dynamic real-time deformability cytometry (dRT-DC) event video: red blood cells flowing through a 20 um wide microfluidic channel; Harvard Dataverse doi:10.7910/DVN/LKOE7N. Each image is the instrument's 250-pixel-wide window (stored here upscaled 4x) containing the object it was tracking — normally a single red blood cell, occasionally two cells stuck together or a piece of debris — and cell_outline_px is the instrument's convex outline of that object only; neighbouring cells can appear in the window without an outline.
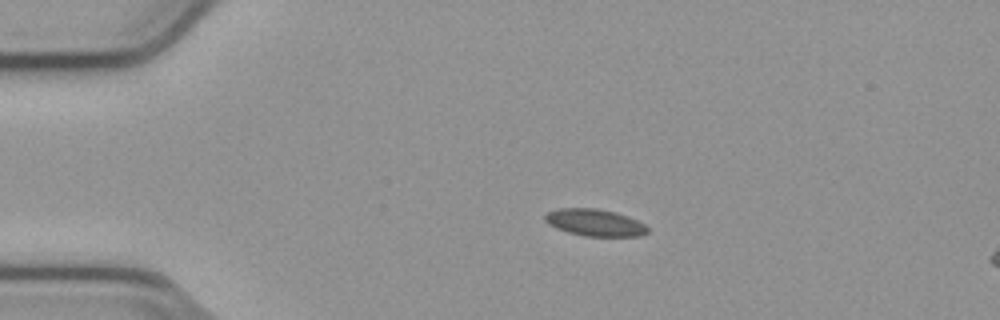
{"species": "common noctule bat (a hibernating species)", "species_latin": "Nyctalus noctula", "temperature_condition": "cold", "stored_images_in_passage": 6, "camera_frame_rate_fps": 3000, "um_per_image_px": 0.085, "animal": {"sex": "male", "body_mass_g": 23.1, "forearm_length_mm": 52.7}, "frame": {"image": 1, "passage_image": 1, "time_ms": 0.0, "image_size_px": [1000, 320], "cell_outline_px": [[648, 232], [640, 236], [584, 236], [568, 232], [556, 228], [548, 224], [544, 220], [544, 216], [548, 212], [560, 208], [596, 208], [616, 212], [628, 216], [644, 224], [648, 228]], "centroid_in_image_um": [50.55, 18.92], "position_along_channel_um": 34.4, "area_um2": 16.13}}